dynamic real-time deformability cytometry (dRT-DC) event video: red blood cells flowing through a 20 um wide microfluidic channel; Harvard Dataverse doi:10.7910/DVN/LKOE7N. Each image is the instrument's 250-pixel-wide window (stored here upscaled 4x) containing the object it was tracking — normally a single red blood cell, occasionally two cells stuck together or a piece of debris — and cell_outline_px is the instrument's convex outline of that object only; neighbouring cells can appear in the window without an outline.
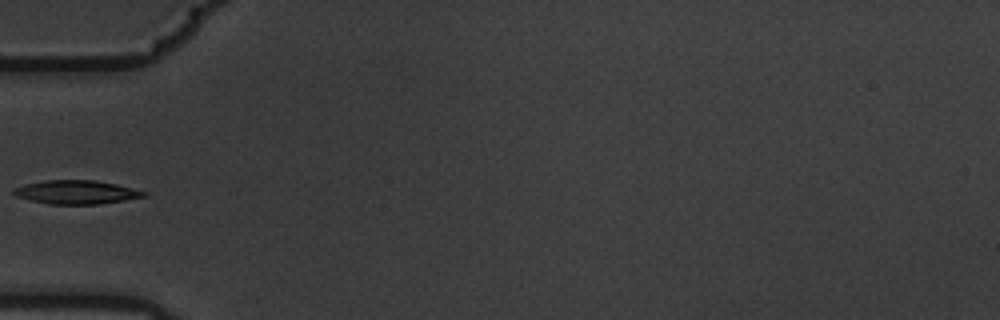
{"species": "common noctule bat (a hibernating species)", "species_latin": "Nyctalus noctula", "temperature_condition": "warm", "stored_images_in_passage": 9, "camera_frame_rate_fps": 3000, "um_per_image_px": 0.085, "animal": {"sex": "male", "body_mass_g": 19.5, "forearm_length_mm": 54.6}, "frame": {"image": 1, "passage_image": 6, "time_ms": 1.667, "image_size_px": [1000, 320], "cell_outline_px": [[148, 196], [100, 204], [48, 204], [16, 196], [12, 192], [12, 188], [24, 184], [44, 180], [92, 180], [116, 184], [148, 192]], "centroid_in_image_um": [6.48, 16.33], "position_along_channel_um": 78.5, "area_um2": 17.98}}
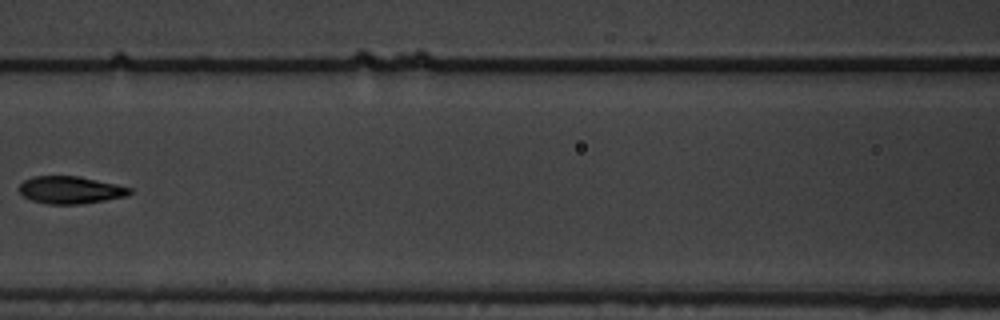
{"frame": {"image": 2, "passage_image": 8, "time_ms": 2.333, "image_size_px": [1000, 320], "cell_outline_px": [[132, 192], [124, 196], [104, 200], [80, 204], [48, 204], [32, 200], [24, 196], [20, 192], [20, 184], [24, 180], [32, 176], [76, 176], [116, 184], [132, 188]], "centroid_in_image_um": [5.96, 16.14], "position_along_channel_um": 160.6, "area_um2": 17.4}}
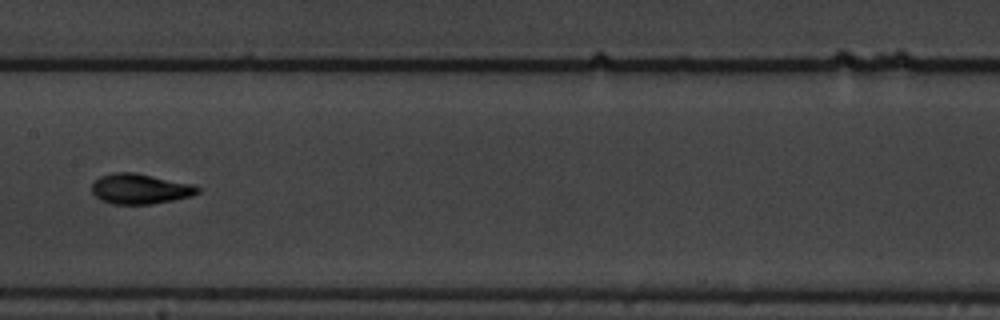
{"frame": {"image": 3, "passage_image": 9, "time_ms": 2.667, "image_size_px": [1000, 320], "cell_outline_px": [[200, 192], [192, 196], [172, 200], [148, 204], [112, 204], [100, 200], [92, 192], [92, 184], [100, 176], [112, 172], [136, 172], [188, 184], [200, 188]], "centroid_in_image_um": [11.86, 16.05], "position_along_channel_um": 195.5, "area_um2": 18.44}}